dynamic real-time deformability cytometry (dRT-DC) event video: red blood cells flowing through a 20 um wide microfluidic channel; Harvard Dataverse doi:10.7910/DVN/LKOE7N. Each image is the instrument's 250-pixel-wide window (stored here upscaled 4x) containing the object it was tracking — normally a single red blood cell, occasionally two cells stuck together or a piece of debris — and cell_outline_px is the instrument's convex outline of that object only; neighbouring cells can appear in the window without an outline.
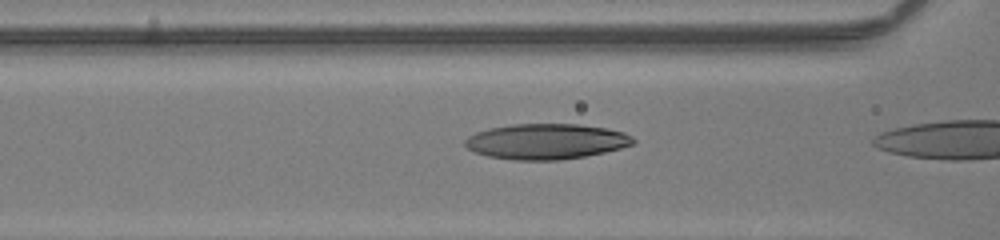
{"species": "human", "species_latin": "Homo sapiens", "temperature_condition": "room temperature", "stored_images_in_passage": 26, "camera_frame_rate_fps": 3000, "um_per_image_px": 0.085, "donor": {"sex": "male"}, "frame": {"image": 1, "passage_image": 25, "time_ms": 8.0, "image_size_px": [1000, 240], "cell_outline_px": [[636, 140], [632, 144], [620, 148], [604, 152], [584, 156], [560, 160], [512, 160], [488, 156], [476, 152], [468, 148], [464, 144], [464, 140], [468, 136], [476, 132], [488, 128], [512, 124], [580, 124], [608, 128], [624, 132], [632, 136]], "centroid_in_image_um": [46.42, 12.01], "position_along_channel_um": 120.2, "area_um2": 34.85}}